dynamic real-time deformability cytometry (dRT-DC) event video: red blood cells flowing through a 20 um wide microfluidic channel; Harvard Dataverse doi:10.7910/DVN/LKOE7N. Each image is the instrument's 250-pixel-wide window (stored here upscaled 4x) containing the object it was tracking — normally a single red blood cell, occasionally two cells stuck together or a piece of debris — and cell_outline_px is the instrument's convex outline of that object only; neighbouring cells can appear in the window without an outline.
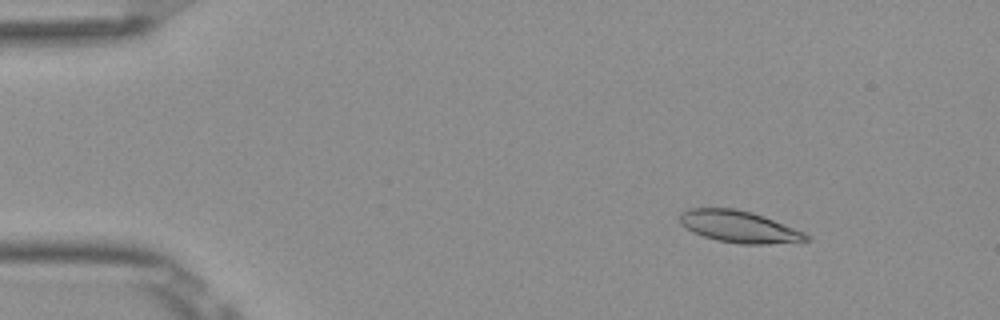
{"species": "Egyptian fruit bat (a non-hibernating species)", "species_latin": "Rousettus aegyptiacus", "temperature_condition": "room temperature", "stored_images_in_passage": 51, "camera_frame_rate_fps": 3000, "um_per_image_px": 0.085, "frame": {"image": 1, "passage_image": 6, "time_ms": 1.667, "image_size_px": [1000, 320], "cell_outline_px": [[812, 240], [768, 244], [740, 244], [716, 240], [692, 232], [680, 224], [680, 212], [688, 208], [736, 208], [752, 212], [764, 216], [804, 232], [812, 236]], "centroid_in_image_um": [62.82, 19.26], "position_along_channel_um": 22.2, "area_um2": 23.58}}
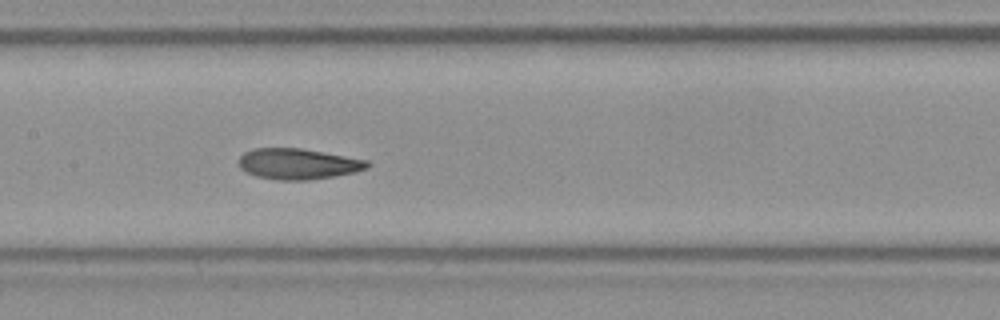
{"frame": {"image": 2, "passage_image": 25, "time_ms": 8.0, "image_size_px": [1000, 320], "cell_outline_px": [[372, 164], [368, 168], [356, 172], [308, 180], [276, 180], [256, 176], [240, 168], [240, 156], [244, 152], [252, 148], [300, 148], [324, 152], [368, 160]], "centroid_in_image_um": [25.36, 13.92], "position_along_channel_um": 182.0, "area_um2": 23.06}}
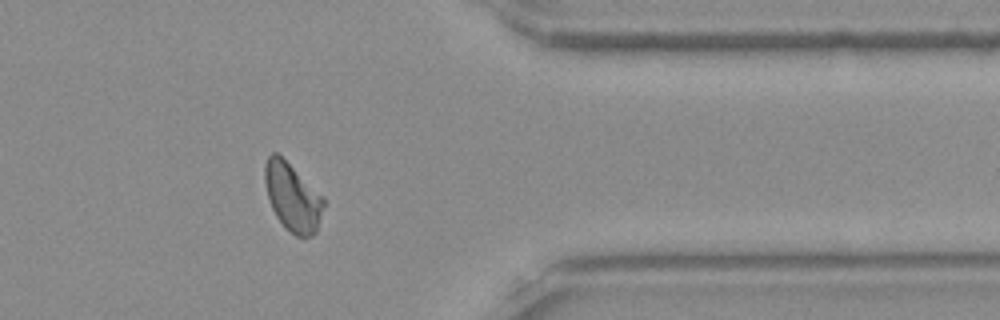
{"frame": {"image": 3, "passage_image": 42, "time_ms": 13.667, "image_size_px": [1000, 320], "cell_outline_px": [[324, 208], [316, 232], [312, 236], [304, 240], [296, 236], [276, 216], [272, 208], [268, 196], [264, 180], [264, 168], [268, 156], [272, 152], [276, 152], [324, 200]], "centroid_in_image_um": [24.85, 16.82], "position_along_channel_um": 386.6, "area_um2": 22.48}, "authors_computed_cell_mechanics": {"area_um2": 23.1778, "velocity_mm_per_s": 3.8768, "shape_relaxation_time_tau1_ms": 6.6223, "shape_relaxation_time_tau2_ms": 2.4515, "deformation_change_tau1": 0.1929, "deformation_change_tau2": 0.075}}